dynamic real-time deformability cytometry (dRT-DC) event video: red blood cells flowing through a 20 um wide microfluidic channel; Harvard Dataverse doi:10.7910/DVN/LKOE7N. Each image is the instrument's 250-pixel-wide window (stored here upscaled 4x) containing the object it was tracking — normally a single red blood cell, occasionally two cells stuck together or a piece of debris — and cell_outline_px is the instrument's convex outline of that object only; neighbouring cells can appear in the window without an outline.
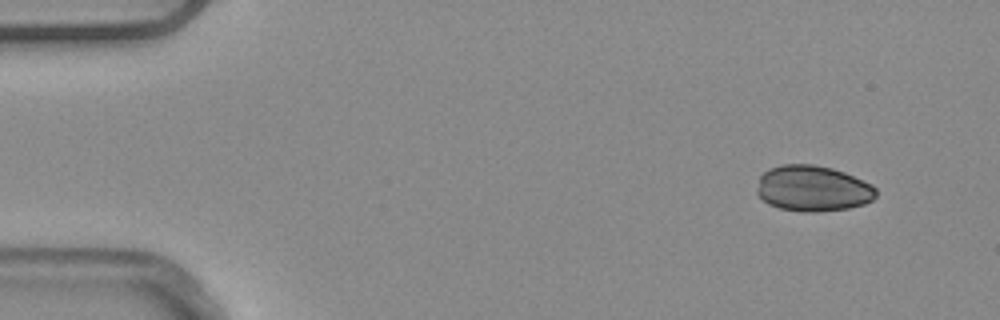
{"species": "common noctule bat (a hibernating species)", "species_latin": "Nyctalus noctula", "temperature_condition": "warm", "stored_images_in_passage": 4, "camera_frame_rate_fps": 3000, "um_per_image_px": 0.085, "animal": {"sex": "male", "body_mass_g": 20.4}, "frame": {"image": 1, "passage_image": 1, "time_ms": 0.0, "image_size_px": [1000, 320], "cell_outline_px": [[876, 196], [872, 200], [864, 204], [848, 208], [816, 212], [800, 212], [780, 208], [768, 204], [756, 192], [756, 188], [760, 176], [768, 168], [780, 164], [812, 164], [832, 168], [844, 172], [872, 184], [876, 188]], "centroid_in_image_um": [69.07, 16.01], "position_along_channel_um": 15.9, "area_um2": 32.02}}